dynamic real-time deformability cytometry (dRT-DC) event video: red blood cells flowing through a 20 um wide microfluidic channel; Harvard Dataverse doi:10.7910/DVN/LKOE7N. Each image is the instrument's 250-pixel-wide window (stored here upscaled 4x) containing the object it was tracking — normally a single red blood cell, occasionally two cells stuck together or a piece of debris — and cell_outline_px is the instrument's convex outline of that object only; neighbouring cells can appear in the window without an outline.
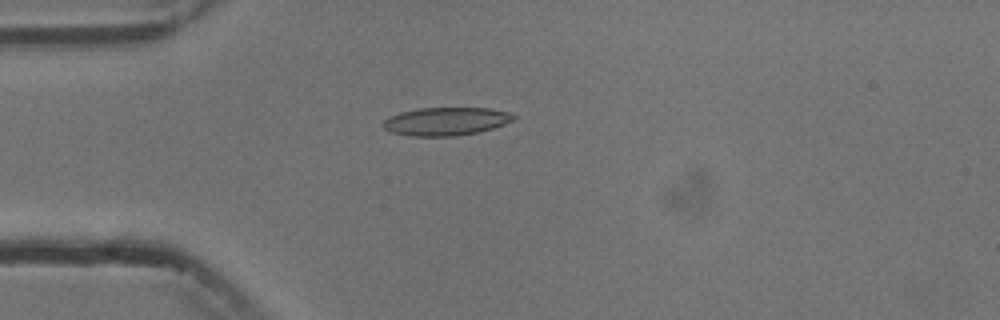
{"species": "common noctule bat (a hibernating species)", "species_latin": "Nyctalus noctula", "temperature_condition": "cold", "stored_images_in_passage": 4, "camera_frame_rate_fps": 3000, "um_per_image_px": 0.085, "animal": {"sex": "male", "body_mass_g": 13.3}, "frame": {"image": 1, "passage_image": 4, "time_ms": 3.333, "image_size_px": [1000, 320], "cell_outline_px": [[516, 116], [512, 120], [504, 124], [480, 132], [452, 136], [408, 136], [392, 132], [384, 128], [380, 124], [388, 116], [400, 112], [420, 108], [488, 108], [508, 112]], "centroid_in_image_um": [37.85, 10.31], "position_along_channel_um": 47.1, "area_um2": 21.39}}